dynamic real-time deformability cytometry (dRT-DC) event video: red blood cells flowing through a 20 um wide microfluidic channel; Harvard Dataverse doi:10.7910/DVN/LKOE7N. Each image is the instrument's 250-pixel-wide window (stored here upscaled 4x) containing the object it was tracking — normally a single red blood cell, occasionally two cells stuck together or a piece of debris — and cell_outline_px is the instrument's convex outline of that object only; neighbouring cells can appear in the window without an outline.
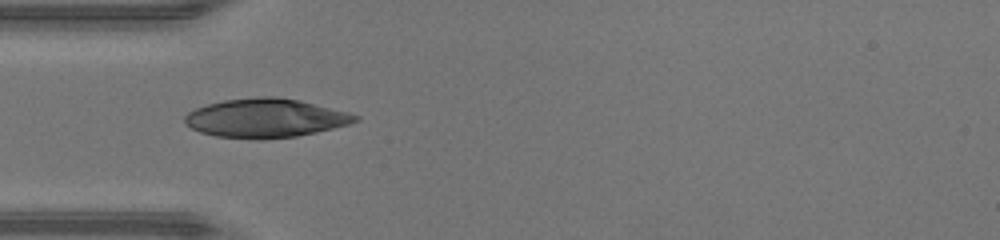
{"species": "human", "species_latin": "Homo sapiens", "temperature_condition": "warm", "stored_images_in_passage": 33, "camera_frame_rate_fps": 3000, "um_per_image_px": 0.085, "donor": {"sex": "male"}, "frame": {"image": 1, "passage_image": 1, "time_ms": 0.0, "image_size_px": [1000, 240], "cell_outline_px": [[360, 120], [348, 124], [316, 132], [296, 136], [264, 140], [256, 140], [216, 136], [200, 132], [184, 124], [184, 116], [188, 112], [196, 108], [208, 104], [224, 100], [256, 96], [276, 96], [300, 100], [348, 112], [360, 116]], "centroid_in_image_um": [22.55, 10.04], "position_along_channel_um": 62.4, "area_um2": 38.9}}
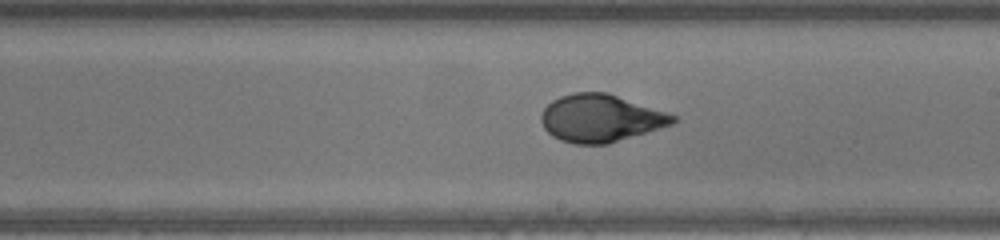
{"frame": {"image": 2, "passage_image": 13, "time_ms": 4.0, "image_size_px": [1000, 240], "cell_outline_px": [[676, 120], [672, 124], [608, 144], [576, 144], [560, 140], [552, 136], [544, 128], [540, 120], [540, 116], [544, 108], [552, 100], [560, 96], [572, 92], [608, 92], [676, 116]], "centroid_in_image_um": [51.0, 10.04], "position_along_channel_um": 238.0, "area_um2": 36.3}}
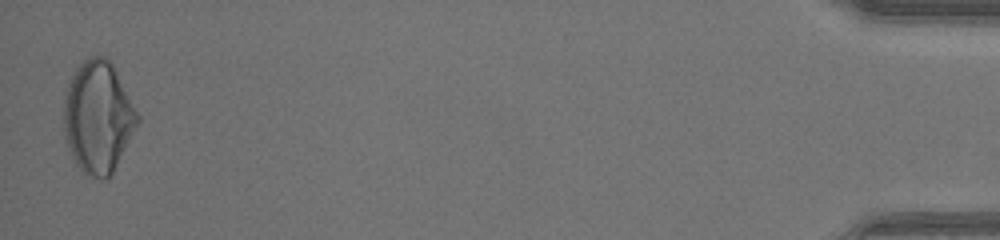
{"frame": {"image": 3, "passage_image": 33, "time_ms": 10.667, "image_size_px": [1000, 240], "cell_outline_px": [[140, 120], [108, 180], [100, 180], [80, 172], [68, 148], [64, 132], [64, 92], [68, 80], [76, 68], [88, 56], [104, 56], [112, 64], [140, 116]], "centroid_in_image_um": [8.31, 9.97], "position_along_channel_um": 426.9, "area_um2": 48.15}, "authors_computed_cell_mechanics": {"area_um2": 36.6452, "velocity_mm_per_s": 4.3641, "shape_relaxation_time_tau1_ms": 5.8182, "shape_relaxation_time_tau2_ms": null, "deformation_change_tau1": 0.2611, "deformation_change_tau2": null}}